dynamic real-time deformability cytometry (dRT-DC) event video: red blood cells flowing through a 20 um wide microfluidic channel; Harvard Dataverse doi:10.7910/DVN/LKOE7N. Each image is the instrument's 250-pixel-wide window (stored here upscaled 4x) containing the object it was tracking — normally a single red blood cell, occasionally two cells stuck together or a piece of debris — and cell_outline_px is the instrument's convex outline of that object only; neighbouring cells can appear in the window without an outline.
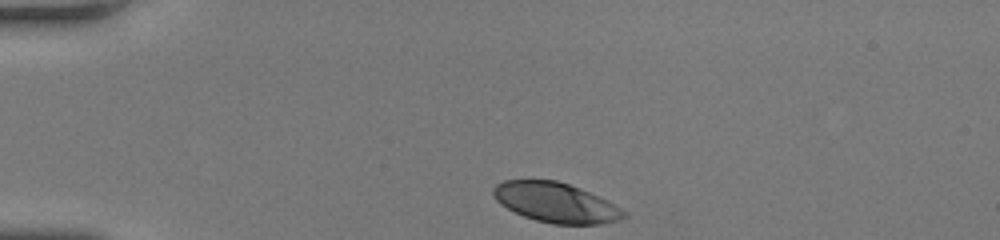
{"species": "human", "species_latin": "Homo sapiens", "temperature_condition": "room temperature", "stored_images_in_passage": 33, "camera_frame_rate_fps": 3000, "um_per_image_px": 0.085, "donor": {"sex": "female"}, "frame": {"image": 1, "passage_image": 1, "time_ms": 0.0, "image_size_px": [1000, 240], "cell_outline_px": [[628, 216], [620, 220], [600, 224], [552, 224], [536, 220], [524, 216], [500, 204], [496, 200], [492, 192], [492, 188], [496, 184], [504, 180], [556, 180], [580, 188], [608, 200], [628, 212]], "centroid_in_image_um": [47.27, 17.22], "position_along_channel_um": 37.7, "area_um2": 30.4}}
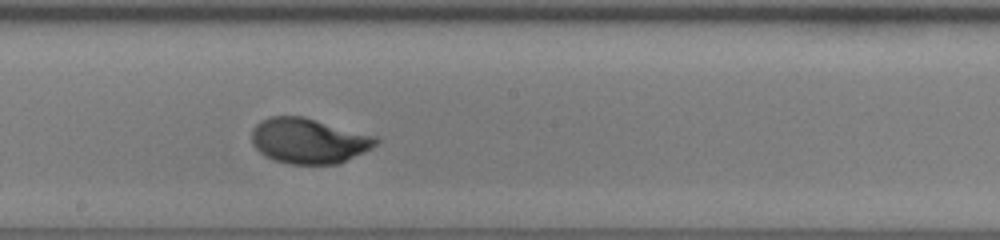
{"frame": {"image": 2, "passage_image": 19, "time_ms": 6.0, "image_size_px": [1000, 240], "cell_outline_px": [[380, 140], [372, 148], [336, 164], [288, 164], [272, 160], [264, 156], [252, 144], [252, 128], [260, 120], [268, 116], [304, 116], [376, 136]], "centroid_in_image_um": [26.2, 11.96], "position_along_channel_um": 222.0, "area_um2": 32.95}}
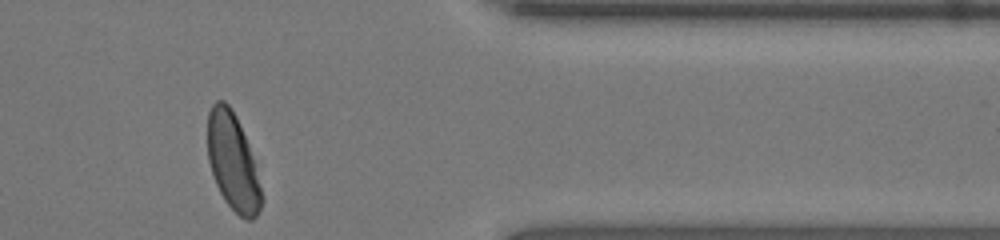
{"frame": {"image": 3, "passage_image": 33, "time_ms": 10.667, "image_size_px": [1000, 240], "cell_outline_px": [[264, 200], [256, 216], [252, 220], [248, 220], [240, 216], [224, 200], [216, 184], [208, 160], [208, 112], [212, 104], [216, 100], [224, 100], [232, 108], [236, 116], [248, 144], [252, 156]], "centroid_in_image_um": [19.78, 13.75], "position_along_channel_um": 391.6, "area_um2": 30.23}, "authors_computed_cell_mechanics": {"area_um2": 32.7148, "velocity_mm_per_s": 3.9693, "shape_relaxation_time_tau1_ms": 3.7545, "shape_relaxation_time_tau2_ms": null, "deformation_change_tau1": 0.1905, "deformation_change_tau2": null}}